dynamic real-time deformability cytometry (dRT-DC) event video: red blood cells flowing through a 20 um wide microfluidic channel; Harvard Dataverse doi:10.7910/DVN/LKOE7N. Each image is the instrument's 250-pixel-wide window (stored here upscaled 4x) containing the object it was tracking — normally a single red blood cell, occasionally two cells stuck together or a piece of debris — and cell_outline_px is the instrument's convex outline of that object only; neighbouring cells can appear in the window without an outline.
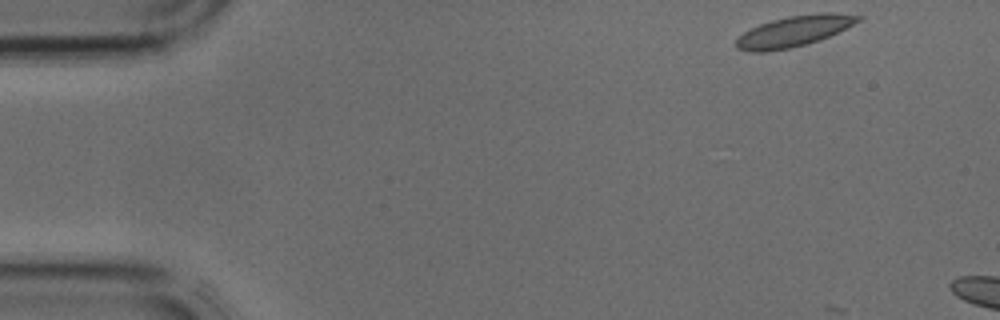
{"species": "common noctule bat (a hibernating species)", "species_latin": "Nyctalus noctula", "temperature_condition": "cold", "stored_images_in_passage": 4, "segment_of_instrument_passage": [2, 2], "camera_frame_rate_fps": 3000, "um_per_image_px": 0.085, "animal": {"sex": "male", "body_mass_g": 17.9, "forearm_length_mm": 54.2}, "frame": {"image": 1, "passage_image": 4, "time_ms": 1.0, "image_size_px": [1000, 320], "cell_outline_px": [[864, 20], [828, 36], [792, 48], [768, 52], [748, 52], [736, 48], [736, 40], [744, 32], [760, 24], [772, 20], [788, 16], [820, 12], [832, 12], [864, 16]], "centroid_in_image_um": [67.51, 2.64], "position_along_channel_um": 17.5, "area_um2": 21.91}}